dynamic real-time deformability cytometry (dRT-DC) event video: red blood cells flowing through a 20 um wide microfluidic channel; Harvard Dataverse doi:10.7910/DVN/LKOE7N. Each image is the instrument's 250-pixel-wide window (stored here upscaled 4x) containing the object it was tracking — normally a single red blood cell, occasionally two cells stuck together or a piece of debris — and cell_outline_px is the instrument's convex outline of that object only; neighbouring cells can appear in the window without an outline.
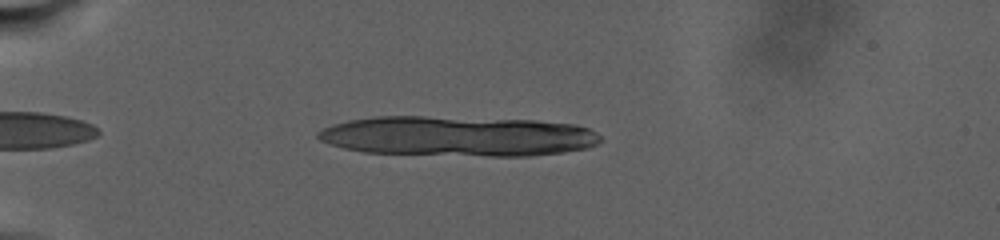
{"species": "human", "species_latin": "Homo sapiens", "temperature_condition": "warm", "stored_images_in_passage": 15, "camera_frame_rate_fps": 3000, "um_per_image_px": 0.085, "donor": {"sex": "male"}, "frame": {"image": 1, "passage_image": 10, "time_ms": 2.667, "image_size_px": [1000, 240], "cell_outline_px": [[600, 140], [596, 144], [588, 148], [564, 152], [528, 156], [488, 156], [364, 152], [344, 148], [320, 140], [316, 136], [316, 132], [332, 124], [348, 120], [376, 116], [424, 116], [536, 120], [576, 124], [588, 128], [596, 132], [600, 136]], "centroid_in_image_um": [38.93, 11.56], "position_along_channel_um": 46.1, "area_um2": 66.24}}